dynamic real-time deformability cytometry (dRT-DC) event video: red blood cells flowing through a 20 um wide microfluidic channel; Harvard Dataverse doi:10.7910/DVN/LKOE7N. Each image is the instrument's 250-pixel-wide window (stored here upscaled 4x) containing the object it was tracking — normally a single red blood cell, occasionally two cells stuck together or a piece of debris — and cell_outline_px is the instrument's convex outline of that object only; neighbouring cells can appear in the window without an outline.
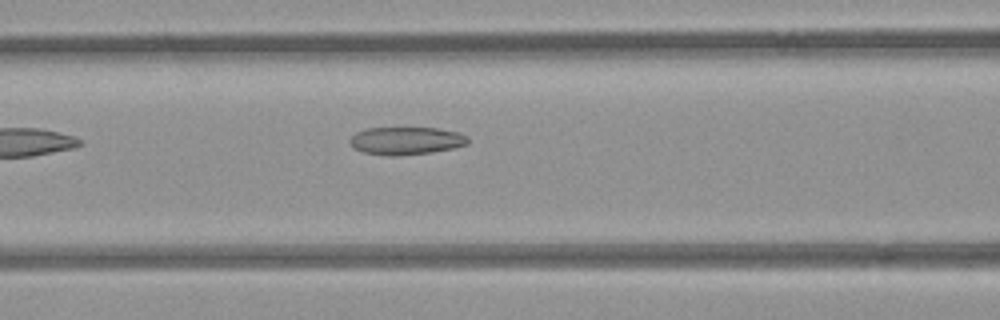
{"species": "common noctule bat (a hibernating species)", "species_latin": "Nyctalus noctula", "temperature_condition": "room temperature", "stored_images_in_passage": 7, "camera_frame_rate_fps": 3000, "um_per_image_px": 0.085, "animal": {"sex": "female", "body_mass_g": 21.9}, "frame": {"image": 1, "passage_image": 7, "time_ms": 2.0, "image_size_px": [1000, 320], "cell_outline_px": [[468, 144], [452, 148], [432, 152], [396, 156], [388, 156], [364, 152], [356, 148], [348, 140], [356, 132], [368, 128], [436, 128], [460, 132], [468, 136]], "centroid_in_image_um": [34.55, 11.96], "position_along_channel_um": 132.1, "area_um2": 19.02}}